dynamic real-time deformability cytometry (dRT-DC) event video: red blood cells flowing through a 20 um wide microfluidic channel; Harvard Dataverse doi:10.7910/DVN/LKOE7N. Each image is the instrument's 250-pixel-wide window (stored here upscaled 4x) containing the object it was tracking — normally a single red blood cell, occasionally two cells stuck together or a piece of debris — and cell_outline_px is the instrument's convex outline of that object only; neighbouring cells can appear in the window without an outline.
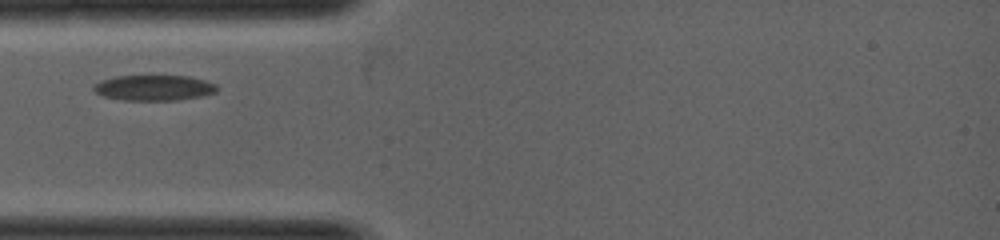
{"species": "common noctule bat (a hibernating species)", "species_latin": "Nyctalus noctula", "temperature_condition": "warm", "stored_images_in_passage": 22, "camera_frame_rate_fps": 5000, "um_per_image_px": 0.085, "animal": {"sex": "female", "body_mass_g": 19.0, "forearm_length_mm": 53.3}, "frame": {"image": 1, "passage_image": 1, "time_ms": 0.0, "image_size_px": [1000, 240], "cell_outline_px": [[220, 88], [216, 92], [204, 96], [180, 100], [124, 100], [104, 96], [96, 92], [92, 88], [100, 80], [116, 76], [188, 76], [204, 80], [216, 84]], "centroid_in_image_um": [13.14, 7.46], "position_along_channel_um": 71.9, "area_um2": 18.38}}
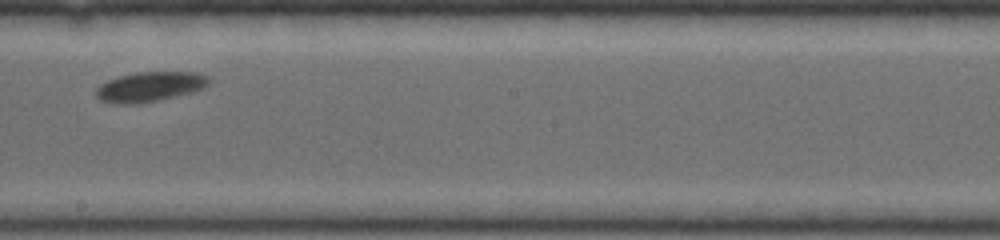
{"frame": {"image": 2, "passage_image": 11, "time_ms": 2.0, "image_size_px": [1000, 240], "cell_outline_px": [[212, 80], [204, 88], [192, 92], [160, 100], [140, 104], [120, 104], [100, 100], [96, 96], [96, 88], [100, 84], [108, 80], [120, 76], [136, 72], [200, 72], [208, 76]], "centroid_in_image_um": [12.77, 7.37], "position_along_channel_um": 235.4, "area_um2": 19.83}}
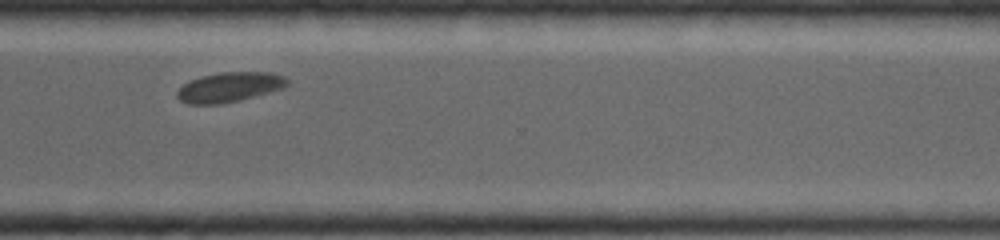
{"frame": {"image": 3, "passage_image": 18, "time_ms": 3.4, "image_size_px": [1000, 240], "cell_outline_px": [[288, 84], [284, 88], [220, 104], [188, 104], [180, 100], [176, 96], [176, 92], [184, 84], [200, 76], [220, 72], [272, 72], [284, 76], [288, 80]], "centroid_in_image_um": [19.49, 7.39], "position_along_channel_um": 351.1, "area_um2": 18.9}}